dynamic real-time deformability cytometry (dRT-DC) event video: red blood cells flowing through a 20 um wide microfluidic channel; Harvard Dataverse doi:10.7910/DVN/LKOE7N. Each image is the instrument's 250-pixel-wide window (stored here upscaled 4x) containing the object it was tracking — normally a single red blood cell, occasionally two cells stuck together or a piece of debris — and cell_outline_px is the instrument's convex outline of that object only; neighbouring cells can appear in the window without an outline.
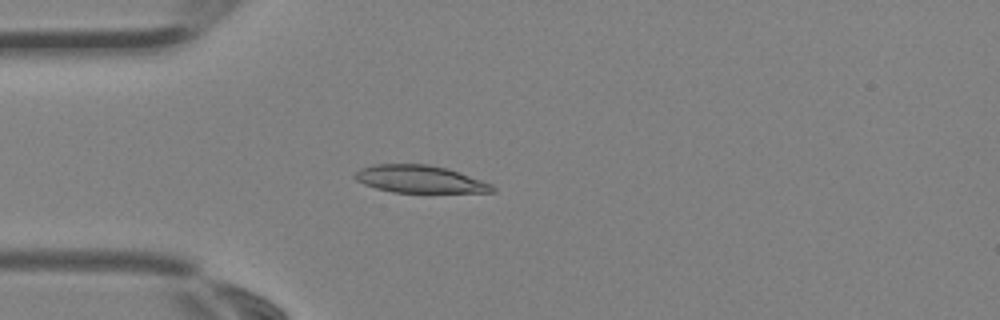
{"species": "Egyptian fruit bat (a non-hibernating species)", "species_latin": "Rousettus aegyptiacus", "temperature_condition": "room temperature", "stored_images_in_passage": 4, "camera_frame_rate_fps": 3000, "um_per_image_px": 0.085, "animal": {"sex": "female"}, "frame": {"image": 1, "passage_image": 4, "time_ms": 1.0, "image_size_px": [1000, 320], "cell_outline_px": [[496, 192], [392, 192], [376, 188], [364, 184], [356, 180], [352, 176], [360, 168], [372, 164], [428, 164], [448, 168], [492, 184], [496, 188]], "centroid_in_image_um": [35.66, 15.22], "position_along_channel_um": 49.3, "area_um2": 22.02}}